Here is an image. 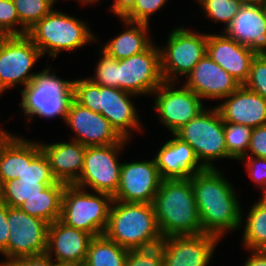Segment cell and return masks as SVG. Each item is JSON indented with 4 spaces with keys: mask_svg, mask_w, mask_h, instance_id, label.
<instances>
[{
    "mask_svg": "<svg viewBox=\"0 0 266 266\" xmlns=\"http://www.w3.org/2000/svg\"><path fill=\"white\" fill-rule=\"evenodd\" d=\"M242 243L247 251L266 250V204L255 202L248 211Z\"/></svg>",
    "mask_w": 266,
    "mask_h": 266,
    "instance_id": "f1b7e54d",
    "label": "cell"
},
{
    "mask_svg": "<svg viewBox=\"0 0 266 266\" xmlns=\"http://www.w3.org/2000/svg\"><path fill=\"white\" fill-rule=\"evenodd\" d=\"M27 33L20 24L13 0H0V36H23Z\"/></svg>",
    "mask_w": 266,
    "mask_h": 266,
    "instance_id": "e575fe53",
    "label": "cell"
},
{
    "mask_svg": "<svg viewBox=\"0 0 266 266\" xmlns=\"http://www.w3.org/2000/svg\"><path fill=\"white\" fill-rule=\"evenodd\" d=\"M175 135L193 148L205 169H217L212 161L231 158L226 149L224 121L215 106L208 111L205 109Z\"/></svg>",
    "mask_w": 266,
    "mask_h": 266,
    "instance_id": "ba28073f",
    "label": "cell"
},
{
    "mask_svg": "<svg viewBox=\"0 0 266 266\" xmlns=\"http://www.w3.org/2000/svg\"><path fill=\"white\" fill-rule=\"evenodd\" d=\"M4 266H52V259L46 254L20 257L7 262Z\"/></svg>",
    "mask_w": 266,
    "mask_h": 266,
    "instance_id": "b9f144b4",
    "label": "cell"
},
{
    "mask_svg": "<svg viewBox=\"0 0 266 266\" xmlns=\"http://www.w3.org/2000/svg\"><path fill=\"white\" fill-rule=\"evenodd\" d=\"M21 182L56 183L49 161L40 142L24 138V171L18 176Z\"/></svg>",
    "mask_w": 266,
    "mask_h": 266,
    "instance_id": "4316f807",
    "label": "cell"
},
{
    "mask_svg": "<svg viewBox=\"0 0 266 266\" xmlns=\"http://www.w3.org/2000/svg\"><path fill=\"white\" fill-rule=\"evenodd\" d=\"M86 22L53 9L33 27L27 36L39 48L42 56L48 53L55 59L59 52L74 51L87 43L98 41Z\"/></svg>",
    "mask_w": 266,
    "mask_h": 266,
    "instance_id": "5b68a950",
    "label": "cell"
},
{
    "mask_svg": "<svg viewBox=\"0 0 266 266\" xmlns=\"http://www.w3.org/2000/svg\"><path fill=\"white\" fill-rule=\"evenodd\" d=\"M42 57L27 36H0V85L4 90L27 86L36 73L30 70Z\"/></svg>",
    "mask_w": 266,
    "mask_h": 266,
    "instance_id": "8fae6325",
    "label": "cell"
},
{
    "mask_svg": "<svg viewBox=\"0 0 266 266\" xmlns=\"http://www.w3.org/2000/svg\"><path fill=\"white\" fill-rule=\"evenodd\" d=\"M224 122L236 123L250 128L266 125V98L241 85L218 106Z\"/></svg>",
    "mask_w": 266,
    "mask_h": 266,
    "instance_id": "7402d4cb",
    "label": "cell"
},
{
    "mask_svg": "<svg viewBox=\"0 0 266 266\" xmlns=\"http://www.w3.org/2000/svg\"><path fill=\"white\" fill-rule=\"evenodd\" d=\"M65 185L62 196L60 220L75 229L83 230L93 237L103 235L113 203V196Z\"/></svg>",
    "mask_w": 266,
    "mask_h": 266,
    "instance_id": "52a82bcc",
    "label": "cell"
},
{
    "mask_svg": "<svg viewBox=\"0 0 266 266\" xmlns=\"http://www.w3.org/2000/svg\"><path fill=\"white\" fill-rule=\"evenodd\" d=\"M259 200H261L264 204H266V188L263 190V195L261 196Z\"/></svg>",
    "mask_w": 266,
    "mask_h": 266,
    "instance_id": "f907efd6",
    "label": "cell"
},
{
    "mask_svg": "<svg viewBox=\"0 0 266 266\" xmlns=\"http://www.w3.org/2000/svg\"><path fill=\"white\" fill-rule=\"evenodd\" d=\"M175 82H163L152 95L158 119L172 134L197 117L206 108L202 99L184 85L176 88Z\"/></svg>",
    "mask_w": 266,
    "mask_h": 266,
    "instance_id": "5bb4252c",
    "label": "cell"
},
{
    "mask_svg": "<svg viewBox=\"0 0 266 266\" xmlns=\"http://www.w3.org/2000/svg\"><path fill=\"white\" fill-rule=\"evenodd\" d=\"M219 240L205 233L163 237L160 247L164 266H208Z\"/></svg>",
    "mask_w": 266,
    "mask_h": 266,
    "instance_id": "2e32d148",
    "label": "cell"
},
{
    "mask_svg": "<svg viewBox=\"0 0 266 266\" xmlns=\"http://www.w3.org/2000/svg\"><path fill=\"white\" fill-rule=\"evenodd\" d=\"M244 157L266 158V125L252 129L250 145Z\"/></svg>",
    "mask_w": 266,
    "mask_h": 266,
    "instance_id": "60d3db41",
    "label": "cell"
},
{
    "mask_svg": "<svg viewBox=\"0 0 266 266\" xmlns=\"http://www.w3.org/2000/svg\"><path fill=\"white\" fill-rule=\"evenodd\" d=\"M135 0H114L111 5V12L122 19L134 6Z\"/></svg>",
    "mask_w": 266,
    "mask_h": 266,
    "instance_id": "ee69618b",
    "label": "cell"
},
{
    "mask_svg": "<svg viewBox=\"0 0 266 266\" xmlns=\"http://www.w3.org/2000/svg\"><path fill=\"white\" fill-rule=\"evenodd\" d=\"M24 171V138L14 135L0 150V182L18 179Z\"/></svg>",
    "mask_w": 266,
    "mask_h": 266,
    "instance_id": "f546056e",
    "label": "cell"
},
{
    "mask_svg": "<svg viewBox=\"0 0 266 266\" xmlns=\"http://www.w3.org/2000/svg\"><path fill=\"white\" fill-rule=\"evenodd\" d=\"M5 92V90L0 85V96Z\"/></svg>",
    "mask_w": 266,
    "mask_h": 266,
    "instance_id": "f5cc1de1",
    "label": "cell"
},
{
    "mask_svg": "<svg viewBox=\"0 0 266 266\" xmlns=\"http://www.w3.org/2000/svg\"><path fill=\"white\" fill-rule=\"evenodd\" d=\"M129 142L123 139L119 143L106 146H87L84 164L79 179L74 186L95 192L114 196L117 192L122 162H119V152Z\"/></svg>",
    "mask_w": 266,
    "mask_h": 266,
    "instance_id": "30bf717a",
    "label": "cell"
},
{
    "mask_svg": "<svg viewBox=\"0 0 266 266\" xmlns=\"http://www.w3.org/2000/svg\"><path fill=\"white\" fill-rule=\"evenodd\" d=\"M65 123L75 133L73 141L86 147L113 145L124 139L102 114L91 111L75 99L70 103Z\"/></svg>",
    "mask_w": 266,
    "mask_h": 266,
    "instance_id": "e0dca14e",
    "label": "cell"
},
{
    "mask_svg": "<svg viewBox=\"0 0 266 266\" xmlns=\"http://www.w3.org/2000/svg\"><path fill=\"white\" fill-rule=\"evenodd\" d=\"M201 99H224L236 91L241 84L207 54L187 75L183 84Z\"/></svg>",
    "mask_w": 266,
    "mask_h": 266,
    "instance_id": "ac0fdd59",
    "label": "cell"
},
{
    "mask_svg": "<svg viewBox=\"0 0 266 266\" xmlns=\"http://www.w3.org/2000/svg\"><path fill=\"white\" fill-rule=\"evenodd\" d=\"M251 256L244 262L243 266H266V250H250Z\"/></svg>",
    "mask_w": 266,
    "mask_h": 266,
    "instance_id": "f6af8a7d",
    "label": "cell"
},
{
    "mask_svg": "<svg viewBox=\"0 0 266 266\" xmlns=\"http://www.w3.org/2000/svg\"><path fill=\"white\" fill-rule=\"evenodd\" d=\"M202 7L203 13L212 22H221L226 26L230 24L235 15L239 12L242 4L236 0H197Z\"/></svg>",
    "mask_w": 266,
    "mask_h": 266,
    "instance_id": "836d02e7",
    "label": "cell"
},
{
    "mask_svg": "<svg viewBox=\"0 0 266 266\" xmlns=\"http://www.w3.org/2000/svg\"><path fill=\"white\" fill-rule=\"evenodd\" d=\"M9 239L4 261L0 266L20 257L44 254L49 224L23 212L19 207L7 206Z\"/></svg>",
    "mask_w": 266,
    "mask_h": 266,
    "instance_id": "7c38bea8",
    "label": "cell"
},
{
    "mask_svg": "<svg viewBox=\"0 0 266 266\" xmlns=\"http://www.w3.org/2000/svg\"><path fill=\"white\" fill-rule=\"evenodd\" d=\"M222 32L237 43L248 46L256 55L266 54V11L263 4L242 5Z\"/></svg>",
    "mask_w": 266,
    "mask_h": 266,
    "instance_id": "ffe728a7",
    "label": "cell"
},
{
    "mask_svg": "<svg viewBox=\"0 0 266 266\" xmlns=\"http://www.w3.org/2000/svg\"><path fill=\"white\" fill-rule=\"evenodd\" d=\"M50 71L45 67L20 91L22 102L19 105L28 118L27 122H31L35 115L49 119L59 116L65 122L74 99V80L61 79Z\"/></svg>",
    "mask_w": 266,
    "mask_h": 266,
    "instance_id": "8992f818",
    "label": "cell"
},
{
    "mask_svg": "<svg viewBox=\"0 0 266 266\" xmlns=\"http://www.w3.org/2000/svg\"><path fill=\"white\" fill-rule=\"evenodd\" d=\"M213 61L232 75L241 85L247 81L256 54L224 33L207 34V53Z\"/></svg>",
    "mask_w": 266,
    "mask_h": 266,
    "instance_id": "44dd1931",
    "label": "cell"
},
{
    "mask_svg": "<svg viewBox=\"0 0 266 266\" xmlns=\"http://www.w3.org/2000/svg\"><path fill=\"white\" fill-rule=\"evenodd\" d=\"M164 82L161 53L154 42L143 52L118 60V88L134 95H150Z\"/></svg>",
    "mask_w": 266,
    "mask_h": 266,
    "instance_id": "4fadbf2b",
    "label": "cell"
},
{
    "mask_svg": "<svg viewBox=\"0 0 266 266\" xmlns=\"http://www.w3.org/2000/svg\"><path fill=\"white\" fill-rule=\"evenodd\" d=\"M92 238L91 234L70 227L57 219L48 226L45 253L55 261L84 265Z\"/></svg>",
    "mask_w": 266,
    "mask_h": 266,
    "instance_id": "d6986e66",
    "label": "cell"
},
{
    "mask_svg": "<svg viewBox=\"0 0 266 266\" xmlns=\"http://www.w3.org/2000/svg\"><path fill=\"white\" fill-rule=\"evenodd\" d=\"M163 237L203 234L191 179H162L153 200Z\"/></svg>",
    "mask_w": 266,
    "mask_h": 266,
    "instance_id": "7a4b0ae2",
    "label": "cell"
},
{
    "mask_svg": "<svg viewBox=\"0 0 266 266\" xmlns=\"http://www.w3.org/2000/svg\"><path fill=\"white\" fill-rule=\"evenodd\" d=\"M65 185V183L57 181L54 185H49L43 190L42 195L26 199L19 208L28 215L51 224L61 217Z\"/></svg>",
    "mask_w": 266,
    "mask_h": 266,
    "instance_id": "484cf974",
    "label": "cell"
},
{
    "mask_svg": "<svg viewBox=\"0 0 266 266\" xmlns=\"http://www.w3.org/2000/svg\"><path fill=\"white\" fill-rule=\"evenodd\" d=\"M161 181L154 159L122 163L119 186L113 199L120 202L153 203Z\"/></svg>",
    "mask_w": 266,
    "mask_h": 266,
    "instance_id": "9a60e30c",
    "label": "cell"
},
{
    "mask_svg": "<svg viewBox=\"0 0 266 266\" xmlns=\"http://www.w3.org/2000/svg\"><path fill=\"white\" fill-rule=\"evenodd\" d=\"M242 5H254L258 3H262L263 0H236Z\"/></svg>",
    "mask_w": 266,
    "mask_h": 266,
    "instance_id": "c3c4849f",
    "label": "cell"
},
{
    "mask_svg": "<svg viewBox=\"0 0 266 266\" xmlns=\"http://www.w3.org/2000/svg\"><path fill=\"white\" fill-rule=\"evenodd\" d=\"M104 235L127 250L159 246V230L152 203L113 200Z\"/></svg>",
    "mask_w": 266,
    "mask_h": 266,
    "instance_id": "3957f363",
    "label": "cell"
},
{
    "mask_svg": "<svg viewBox=\"0 0 266 266\" xmlns=\"http://www.w3.org/2000/svg\"><path fill=\"white\" fill-rule=\"evenodd\" d=\"M9 225L7 222V205L0 206V254L6 253L8 239H9Z\"/></svg>",
    "mask_w": 266,
    "mask_h": 266,
    "instance_id": "7bdbcfd3",
    "label": "cell"
},
{
    "mask_svg": "<svg viewBox=\"0 0 266 266\" xmlns=\"http://www.w3.org/2000/svg\"><path fill=\"white\" fill-rule=\"evenodd\" d=\"M217 169H205L190 177L203 233L220 239L242 225V208L232 184Z\"/></svg>",
    "mask_w": 266,
    "mask_h": 266,
    "instance_id": "6da1fadb",
    "label": "cell"
},
{
    "mask_svg": "<svg viewBox=\"0 0 266 266\" xmlns=\"http://www.w3.org/2000/svg\"><path fill=\"white\" fill-rule=\"evenodd\" d=\"M13 136V134H10L6 130L0 128V150Z\"/></svg>",
    "mask_w": 266,
    "mask_h": 266,
    "instance_id": "bcb514c9",
    "label": "cell"
},
{
    "mask_svg": "<svg viewBox=\"0 0 266 266\" xmlns=\"http://www.w3.org/2000/svg\"><path fill=\"white\" fill-rule=\"evenodd\" d=\"M240 161H245L249 177L263 191L266 188V158L243 157Z\"/></svg>",
    "mask_w": 266,
    "mask_h": 266,
    "instance_id": "ab89813d",
    "label": "cell"
},
{
    "mask_svg": "<svg viewBox=\"0 0 266 266\" xmlns=\"http://www.w3.org/2000/svg\"><path fill=\"white\" fill-rule=\"evenodd\" d=\"M20 24L28 31L49 14L56 0H13Z\"/></svg>",
    "mask_w": 266,
    "mask_h": 266,
    "instance_id": "d6a6232c",
    "label": "cell"
},
{
    "mask_svg": "<svg viewBox=\"0 0 266 266\" xmlns=\"http://www.w3.org/2000/svg\"><path fill=\"white\" fill-rule=\"evenodd\" d=\"M244 86L266 98V54L254 57L251 62L249 77Z\"/></svg>",
    "mask_w": 266,
    "mask_h": 266,
    "instance_id": "8d00e7d4",
    "label": "cell"
},
{
    "mask_svg": "<svg viewBox=\"0 0 266 266\" xmlns=\"http://www.w3.org/2000/svg\"><path fill=\"white\" fill-rule=\"evenodd\" d=\"M99 52L101 59L96 66V74L89 77L95 84L118 88V60L108 56L102 50Z\"/></svg>",
    "mask_w": 266,
    "mask_h": 266,
    "instance_id": "d590c367",
    "label": "cell"
},
{
    "mask_svg": "<svg viewBox=\"0 0 266 266\" xmlns=\"http://www.w3.org/2000/svg\"><path fill=\"white\" fill-rule=\"evenodd\" d=\"M53 177L66 185H73L83 169L86 146L71 139L70 142L40 143Z\"/></svg>",
    "mask_w": 266,
    "mask_h": 266,
    "instance_id": "cb8c5ba5",
    "label": "cell"
},
{
    "mask_svg": "<svg viewBox=\"0 0 266 266\" xmlns=\"http://www.w3.org/2000/svg\"><path fill=\"white\" fill-rule=\"evenodd\" d=\"M52 266H83L81 264L71 263V262H60L52 260Z\"/></svg>",
    "mask_w": 266,
    "mask_h": 266,
    "instance_id": "7dc6e473",
    "label": "cell"
},
{
    "mask_svg": "<svg viewBox=\"0 0 266 266\" xmlns=\"http://www.w3.org/2000/svg\"><path fill=\"white\" fill-rule=\"evenodd\" d=\"M167 45L160 48L161 72L165 82L177 83L187 75L207 53V34L177 27L168 34ZM178 76V77H177Z\"/></svg>",
    "mask_w": 266,
    "mask_h": 266,
    "instance_id": "9c48e42d",
    "label": "cell"
},
{
    "mask_svg": "<svg viewBox=\"0 0 266 266\" xmlns=\"http://www.w3.org/2000/svg\"><path fill=\"white\" fill-rule=\"evenodd\" d=\"M128 251L104 234L96 236L89 243L83 266H125Z\"/></svg>",
    "mask_w": 266,
    "mask_h": 266,
    "instance_id": "83f0119b",
    "label": "cell"
},
{
    "mask_svg": "<svg viewBox=\"0 0 266 266\" xmlns=\"http://www.w3.org/2000/svg\"><path fill=\"white\" fill-rule=\"evenodd\" d=\"M125 266H164L161 247L129 250Z\"/></svg>",
    "mask_w": 266,
    "mask_h": 266,
    "instance_id": "f35d334b",
    "label": "cell"
},
{
    "mask_svg": "<svg viewBox=\"0 0 266 266\" xmlns=\"http://www.w3.org/2000/svg\"><path fill=\"white\" fill-rule=\"evenodd\" d=\"M76 1H79L78 3H80V4H87L88 5V3L89 4H92L93 3V0H76Z\"/></svg>",
    "mask_w": 266,
    "mask_h": 266,
    "instance_id": "681fc988",
    "label": "cell"
},
{
    "mask_svg": "<svg viewBox=\"0 0 266 266\" xmlns=\"http://www.w3.org/2000/svg\"><path fill=\"white\" fill-rule=\"evenodd\" d=\"M54 184L9 180L2 185L3 203L9 207H20L26 199L42 195L43 190Z\"/></svg>",
    "mask_w": 266,
    "mask_h": 266,
    "instance_id": "4dcf8cb0",
    "label": "cell"
},
{
    "mask_svg": "<svg viewBox=\"0 0 266 266\" xmlns=\"http://www.w3.org/2000/svg\"><path fill=\"white\" fill-rule=\"evenodd\" d=\"M262 4H263L264 9H265V11H266V0H263V1H262Z\"/></svg>",
    "mask_w": 266,
    "mask_h": 266,
    "instance_id": "db71d44e",
    "label": "cell"
},
{
    "mask_svg": "<svg viewBox=\"0 0 266 266\" xmlns=\"http://www.w3.org/2000/svg\"><path fill=\"white\" fill-rule=\"evenodd\" d=\"M135 96L119 88L95 84L91 79L74 80V99L93 112L102 114L125 139L132 130H140L141 121L131 101Z\"/></svg>",
    "mask_w": 266,
    "mask_h": 266,
    "instance_id": "277c9868",
    "label": "cell"
},
{
    "mask_svg": "<svg viewBox=\"0 0 266 266\" xmlns=\"http://www.w3.org/2000/svg\"><path fill=\"white\" fill-rule=\"evenodd\" d=\"M154 157L162 179H189L195 173L205 170L193 148L175 134Z\"/></svg>",
    "mask_w": 266,
    "mask_h": 266,
    "instance_id": "603a6c76",
    "label": "cell"
},
{
    "mask_svg": "<svg viewBox=\"0 0 266 266\" xmlns=\"http://www.w3.org/2000/svg\"><path fill=\"white\" fill-rule=\"evenodd\" d=\"M127 28L109 42L101 50L117 60L128 58L145 51L151 44L149 24L121 20Z\"/></svg>",
    "mask_w": 266,
    "mask_h": 266,
    "instance_id": "d4e9b609",
    "label": "cell"
},
{
    "mask_svg": "<svg viewBox=\"0 0 266 266\" xmlns=\"http://www.w3.org/2000/svg\"><path fill=\"white\" fill-rule=\"evenodd\" d=\"M167 0H135L132 9L123 17L130 22L149 24L150 16L158 12Z\"/></svg>",
    "mask_w": 266,
    "mask_h": 266,
    "instance_id": "74e56055",
    "label": "cell"
},
{
    "mask_svg": "<svg viewBox=\"0 0 266 266\" xmlns=\"http://www.w3.org/2000/svg\"><path fill=\"white\" fill-rule=\"evenodd\" d=\"M252 128L236 123L224 122L226 149L231 159L240 160L247 155Z\"/></svg>",
    "mask_w": 266,
    "mask_h": 266,
    "instance_id": "1f68e13d",
    "label": "cell"
},
{
    "mask_svg": "<svg viewBox=\"0 0 266 266\" xmlns=\"http://www.w3.org/2000/svg\"><path fill=\"white\" fill-rule=\"evenodd\" d=\"M2 204H4V203H3V195H2V184H1V182H0V206H1Z\"/></svg>",
    "mask_w": 266,
    "mask_h": 266,
    "instance_id": "816d5d0a",
    "label": "cell"
}]
</instances>
